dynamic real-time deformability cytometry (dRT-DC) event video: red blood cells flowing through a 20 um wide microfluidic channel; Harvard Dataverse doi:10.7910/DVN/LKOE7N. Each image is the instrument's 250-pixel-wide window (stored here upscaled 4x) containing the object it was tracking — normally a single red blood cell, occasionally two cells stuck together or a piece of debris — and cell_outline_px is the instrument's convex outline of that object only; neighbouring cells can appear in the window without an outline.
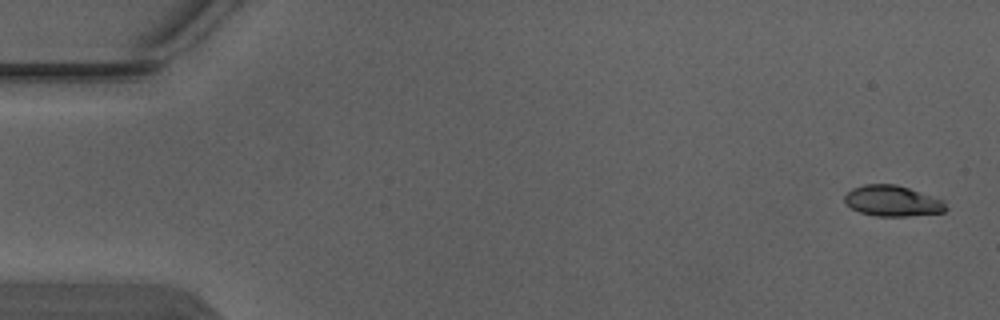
{"species": "Egyptian fruit bat (a non-hibernating species)", "species_latin": "Rousettus aegyptiacus", "temperature_condition": "warm", "stored_images_in_passage": 6, "camera_frame_rate_fps": 3000, "um_per_image_px": 0.085, "animal": {"sex": "male"}, "frame": {"image": 1, "passage_image": 1, "time_ms": 0.0, "image_size_px": [1000, 320], "cell_outline_px": [[948, 208], [944, 212], [908, 216], [876, 216], [860, 212], [852, 208], [844, 200], [844, 196], [852, 188], [864, 184], [896, 184], [944, 200]], "centroid_in_image_um": [75.87, 17.08], "position_along_channel_um": 9.1, "area_um2": 18.09}}
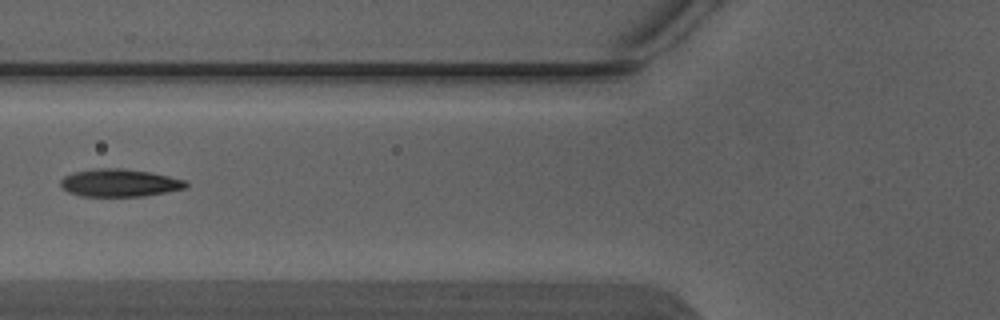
{"frame": {"image": 2, "passage_image": 6, "time_ms": 1.667, "image_size_px": [1000, 320], "cell_outline_px": [[188, 188], [144, 196], [80, 196], [68, 192], [60, 184], [60, 180], [64, 176], [72, 172], [96, 168], [120, 168], [152, 172], [184, 180], [188, 184]], "centroid_in_image_um": [10.15, 15.54], "position_along_channel_um": 115.6, "area_um2": 20.29}}